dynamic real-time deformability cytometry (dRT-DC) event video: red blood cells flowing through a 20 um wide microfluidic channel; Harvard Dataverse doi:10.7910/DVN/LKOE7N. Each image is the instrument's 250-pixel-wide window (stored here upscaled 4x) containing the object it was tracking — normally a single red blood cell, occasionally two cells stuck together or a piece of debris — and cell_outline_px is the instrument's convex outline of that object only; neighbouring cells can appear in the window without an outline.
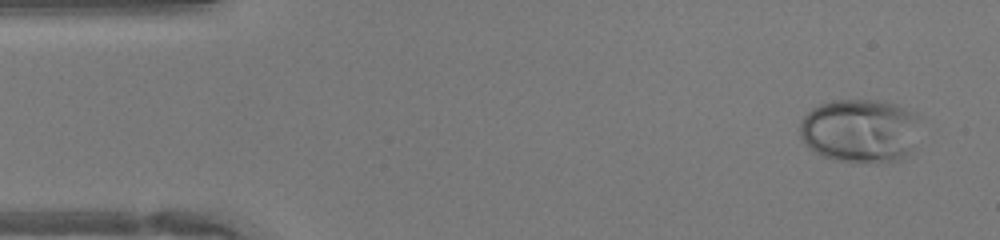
{"species": "human", "species_latin": "Homo sapiens", "temperature_condition": "warm", "stored_images_in_passage": 45, "camera_frame_rate_fps": 3000, "um_per_image_px": 0.085, "donor": {"sex": "female"}, "frame": {"image": 1, "passage_image": 1, "time_ms": 0.0, "image_size_px": [1000, 240], "cell_outline_px": [[920, 116], [908, 156], [904, 160], [880, 164], [852, 164], [836, 160], [812, 152], [804, 144], [800, 136], [800, 120], [812, 108], [820, 104], [832, 100], [880, 100], [896, 104], [916, 112]], "centroid_in_image_um": [73.09, 11.14], "position_along_channel_um": 11.9, "area_um2": 45.78}}
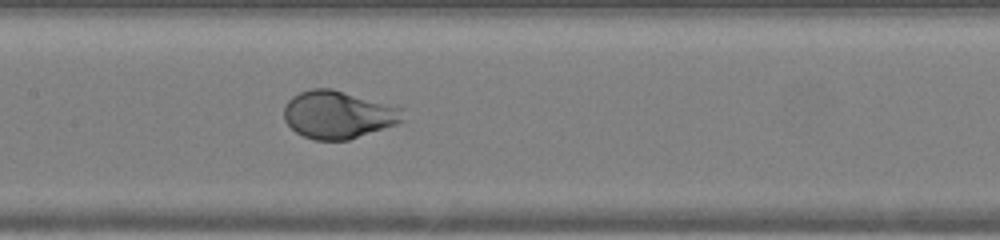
{"frame": {"image": 2, "passage_image": 20, "time_ms": 6.333, "image_size_px": [1000, 240], "cell_outline_px": [[404, 120], [396, 124], [348, 140], [316, 140], [304, 136], [296, 132], [284, 120], [284, 108], [288, 100], [292, 96], [300, 92], [312, 88], [332, 88], [404, 108]], "centroid_in_image_um": [28.75, 9.73], "position_along_channel_um": 178.7, "area_um2": 33.06}}
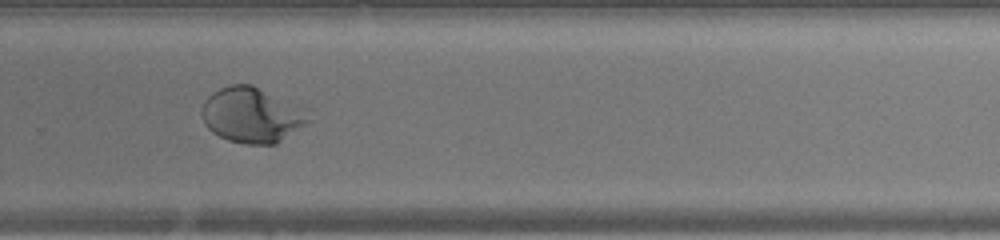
{"frame": {"image": 3, "passage_image": 29, "time_ms": 9.333, "image_size_px": [1000, 240], "cell_outline_px": [[308, 120], [304, 124], [276, 144], [244, 144], [228, 140], [212, 132], [204, 124], [200, 112], [200, 108], [204, 100], [212, 92], [220, 88], [232, 84], [252, 84], [308, 108]], "centroid_in_image_um": [21.38, 9.76], "position_along_channel_um": 308.4, "area_um2": 34.68}}